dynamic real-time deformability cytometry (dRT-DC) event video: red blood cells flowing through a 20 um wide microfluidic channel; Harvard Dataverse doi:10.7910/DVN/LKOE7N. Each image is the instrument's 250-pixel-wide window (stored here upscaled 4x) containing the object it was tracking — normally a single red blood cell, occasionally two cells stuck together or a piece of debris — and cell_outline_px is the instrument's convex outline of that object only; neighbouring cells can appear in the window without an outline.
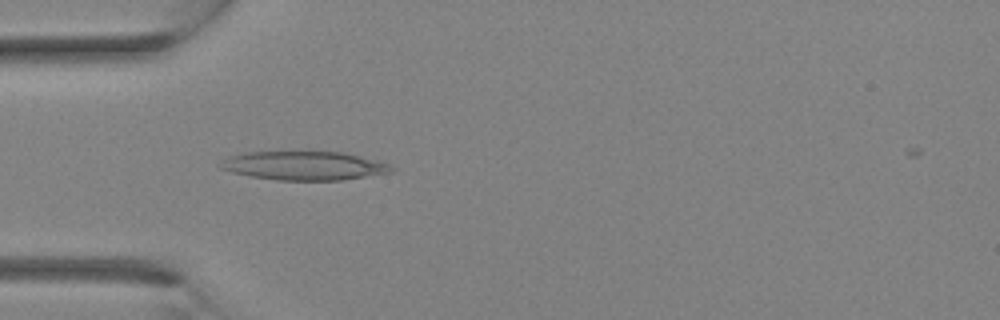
{"species": "Egyptian fruit bat (a non-hibernating species)", "species_latin": "Rousettus aegyptiacus", "temperature_condition": "room temperature", "stored_images_in_passage": 9, "camera_frame_rate_fps": 3000, "um_per_image_px": 0.085, "animal": {"sex": "female"}, "frame": {"image": 1, "passage_image": 8, "time_ms": 2.333, "image_size_px": [1000, 320], "cell_outline_px": [[396, 168], [392, 172], [344, 180], [276, 180], [252, 176], [232, 172], [220, 168], [216, 164], [228, 156], [244, 152], [344, 152], [392, 164]], "centroid_in_image_um": [25.86, 14.08], "position_along_channel_um": 59.1, "area_um2": 28.84}}